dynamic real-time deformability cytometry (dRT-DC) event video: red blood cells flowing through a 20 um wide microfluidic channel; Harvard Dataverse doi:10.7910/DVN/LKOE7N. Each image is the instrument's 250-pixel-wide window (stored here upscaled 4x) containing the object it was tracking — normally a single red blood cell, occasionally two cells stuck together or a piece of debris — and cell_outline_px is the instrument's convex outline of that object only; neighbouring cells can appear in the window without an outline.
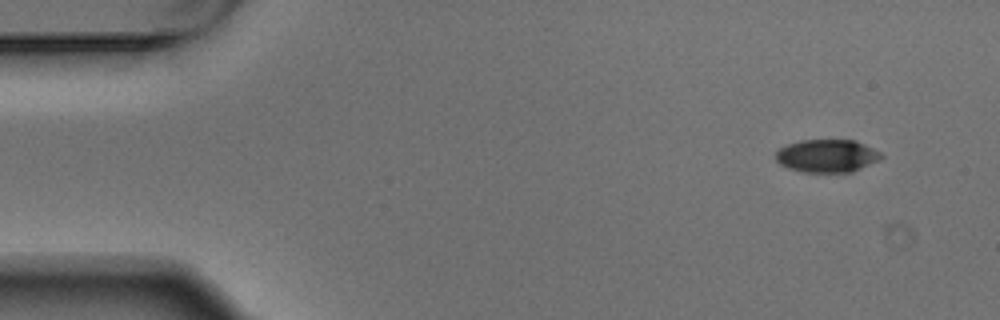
{"species": "Egyptian fruit bat (a non-hibernating species)", "species_latin": "Rousettus aegyptiacus", "temperature_condition": "warm", "stored_images_in_passage": 4, "segment_of_instrument_passage": [1, 2], "camera_frame_rate_fps": 3000, "um_per_image_px": 0.085, "animal": {"sex": "male"}, "frame": {"image": 1, "passage_image": 1, "time_ms": 0.0, "image_size_px": [1000, 320], "cell_outline_px": [[884, 156], [880, 160], [852, 172], [804, 172], [788, 168], [780, 164], [776, 160], [776, 152], [780, 148], [788, 144], [800, 140], [856, 140], [880, 152]], "centroid_in_image_um": [70.31, 13.25], "position_along_channel_um": 14.7, "area_um2": 20.23}}